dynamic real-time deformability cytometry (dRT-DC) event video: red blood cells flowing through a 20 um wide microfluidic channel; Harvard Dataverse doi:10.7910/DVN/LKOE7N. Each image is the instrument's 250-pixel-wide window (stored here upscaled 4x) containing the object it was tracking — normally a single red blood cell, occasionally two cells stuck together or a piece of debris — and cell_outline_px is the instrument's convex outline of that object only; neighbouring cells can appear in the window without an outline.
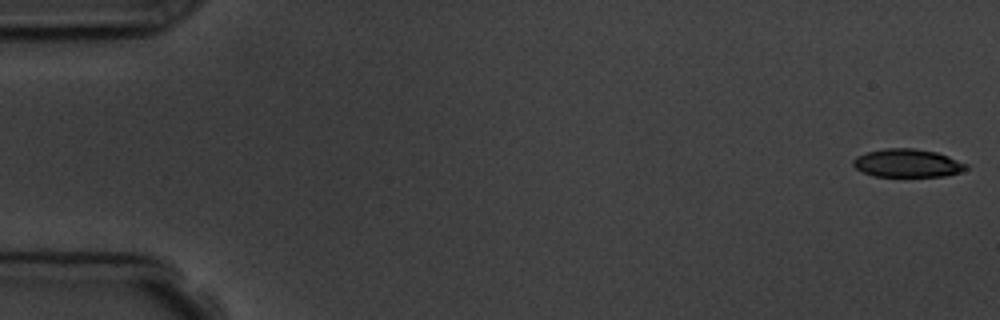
{"species": "common noctule bat (a hibernating species)", "species_latin": "Nyctalus noctula", "temperature_condition": "room temperature", "stored_images_in_passage": 8, "camera_frame_rate_fps": 3000, "um_per_image_px": 0.085, "animal": {"sex": "male", "body_mass_g": 19.5, "forearm_length_mm": 54.6}, "frame": {"image": 1, "passage_image": 1, "time_ms": 0.0, "image_size_px": [1000, 320], "cell_outline_px": [[968, 168], [960, 172], [944, 176], [872, 176], [856, 168], [852, 164], [852, 160], [856, 156], [868, 152], [884, 148], [916, 148], [936, 152], [948, 156], [968, 164]], "centroid_in_image_um": [77.13, 13.86], "position_along_channel_um": 7.9, "area_um2": 18.55}}
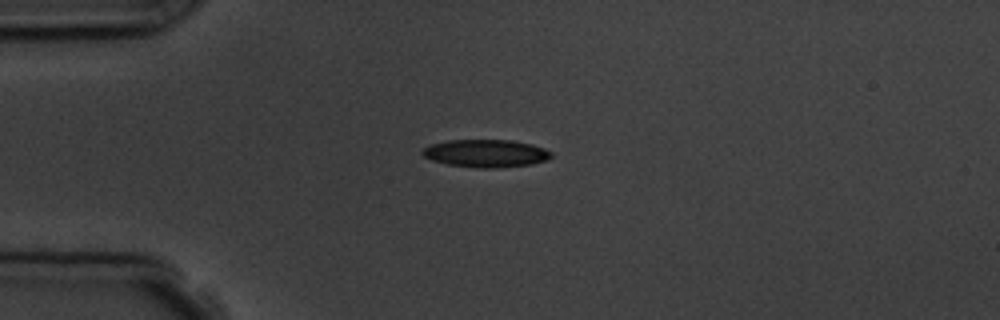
{"frame": {"image": 2, "passage_image": 5, "time_ms": 4.333, "image_size_px": [1000, 320], "cell_outline_px": [[552, 156], [548, 160], [532, 164], [500, 168], [480, 168], [448, 164], [432, 160], [424, 156], [420, 152], [424, 148], [432, 144], [448, 140], [512, 140], [532, 144], [544, 148], [552, 152]], "centroid_in_image_um": [41.34, 13.03], "position_along_channel_um": 43.7, "area_um2": 20.87}}